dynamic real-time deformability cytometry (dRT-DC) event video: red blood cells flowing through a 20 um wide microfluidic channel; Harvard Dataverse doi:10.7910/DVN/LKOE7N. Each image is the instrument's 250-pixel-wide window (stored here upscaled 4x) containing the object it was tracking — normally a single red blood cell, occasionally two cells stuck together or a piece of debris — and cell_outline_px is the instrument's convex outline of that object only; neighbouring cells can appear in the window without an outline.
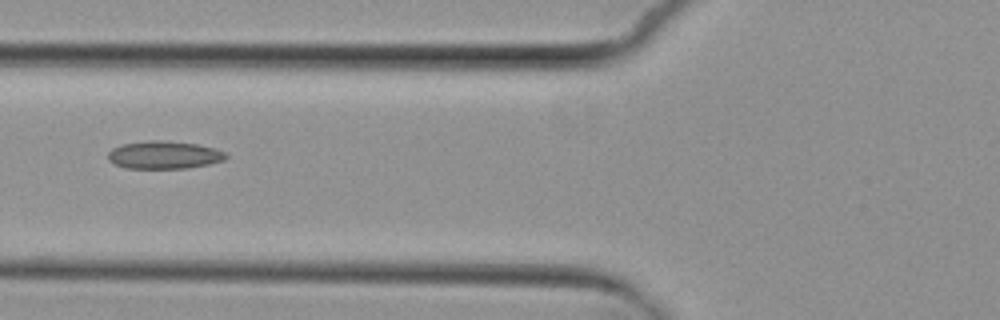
{"species": "common noctule bat (a hibernating species)", "species_latin": "Nyctalus noctula", "temperature_condition": "cold", "stored_images_in_passage": 8, "camera_frame_rate_fps": 3000, "um_per_image_px": 0.085, "animal": {"sex": "female", "body_mass_g": 29.2, "forearm_length_mm": 56.3}, "frame": {"image": 1, "passage_image": 6, "time_ms": 6.0, "image_size_px": [1000, 320], "cell_outline_px": [[228, 156], [224, 160], [208, 164], [188, 168], [128, 168], [116, 164], [108, 160], [108, 152], [112, 148], [120, 144], [148, 140], [160, 140], [196, 144], [216, 148], [224, 152]], "centroid_in_image_um": [13.93, 13.16], "position_along_channel_um": 111.9, "area_um2": 19.07}}